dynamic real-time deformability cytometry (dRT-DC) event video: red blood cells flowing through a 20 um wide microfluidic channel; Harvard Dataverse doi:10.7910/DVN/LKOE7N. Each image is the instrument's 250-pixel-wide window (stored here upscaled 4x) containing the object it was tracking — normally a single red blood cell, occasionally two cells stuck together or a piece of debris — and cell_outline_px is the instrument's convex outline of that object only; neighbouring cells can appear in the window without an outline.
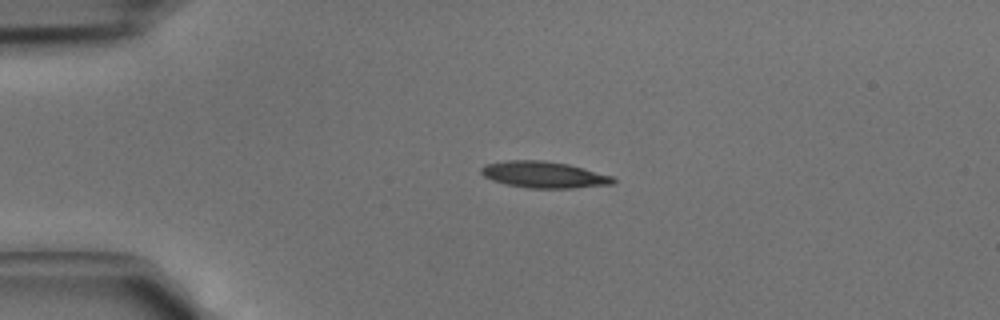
{"species": "common noctule bat (a hibernating species)", "species_latin": "Nyctalus noctula", "temperature_condition": "cold", "stored_images_in_passage": 2, "camera_frame_rate_fps": 3000, "um_per_image_px": 0.085, "animal": {"sex": "male", "body_mass_g": 15.6}, "frame": {"image": 1, "passage_image": 1, "time_ms": 0.0, "image_size_px": [1000, 320], "cell_outline_px": [[616, 184], [572, 188], [528, 188], [508, 184], [492, 180], [484, 176], [480, 172], [480, 168], [484, 164], [504, 160], [544, 160], [568, 164], [612, 176], [616, 180]], "centroid_in_image_um": [46.22, 14.84], "position_along_channel_um": 38.8, "area_um2": 20.4}}